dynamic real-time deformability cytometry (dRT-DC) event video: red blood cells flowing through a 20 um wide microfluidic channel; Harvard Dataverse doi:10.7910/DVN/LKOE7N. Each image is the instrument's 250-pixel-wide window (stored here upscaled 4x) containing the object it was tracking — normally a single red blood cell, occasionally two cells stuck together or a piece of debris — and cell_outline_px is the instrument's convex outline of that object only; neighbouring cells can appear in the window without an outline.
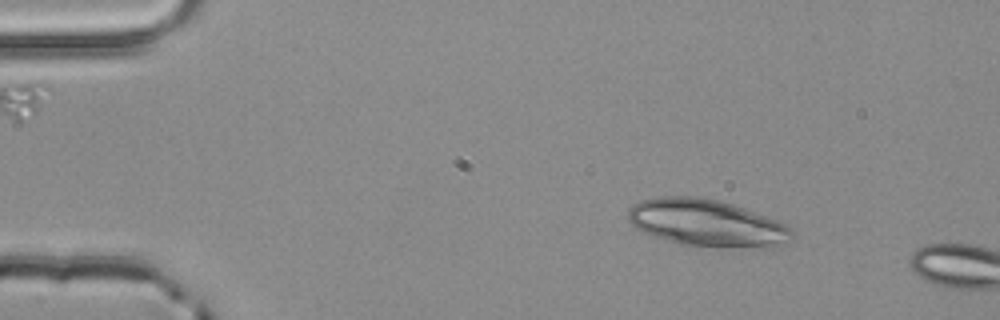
{"species": "common noctule bat (a hibernating species)", "species_latin": "Nyctalus noctula", "temperature_condition": "room temperature", "stored_images_in_passage": 2, "camera_frame_rate_fps": 3000, "um_per_image_px": 0.085, "animal": {"sex": "male", "body_mass_g": 20.4}, "frame": {"image": 1, "passage_image": 1, "time_ms": 0.0, "image_size_px": [1000, 320], "cell_outline_px": [[792, 240], [784, 244], [772, 248], [696, 248], [676, 244], [652, 236], [636, 228], [628, 220], [628, 208], [632, 204], [640, 200], [660, 196], [696, 196], [720, 200], [744, 208], [776, 220], [792, 228]], "centroid_in_image_um": [60.06, 18.99], "position_along_channel_um": 24.9, "area_um2": 46.12}}